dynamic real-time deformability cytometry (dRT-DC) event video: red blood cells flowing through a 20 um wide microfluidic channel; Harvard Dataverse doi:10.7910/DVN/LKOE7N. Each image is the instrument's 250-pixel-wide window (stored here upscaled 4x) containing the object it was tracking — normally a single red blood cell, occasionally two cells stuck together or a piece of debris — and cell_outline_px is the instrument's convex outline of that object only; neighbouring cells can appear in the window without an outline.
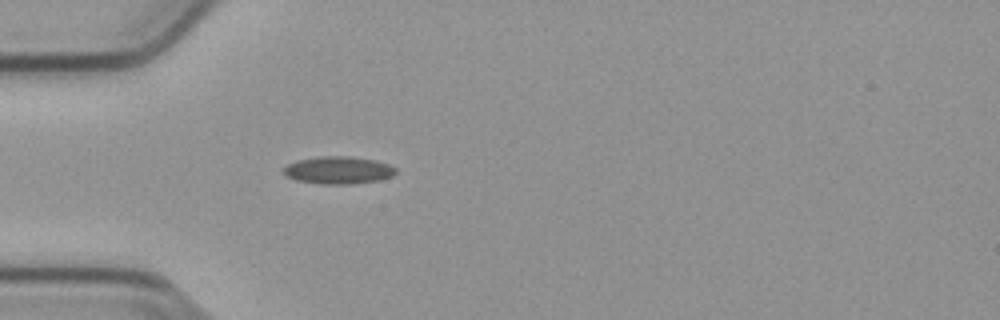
{"species": "common noctule bat (a hibernating species)", "species_latin": "Nyctalus noctula", "temperature_condition": "cold", "stored_images_in_passage": 39, "camera_frame_rate_fps": 3000, "um_per_image_px": 0.085, "animal": {"sex": "male", "body_mass_g": 23.1, "forearm_length_mm": 52.7}, "frame": {"image": 1, "passage_image": 1, "time_ms": 0.0, "image_size_px": [1000, 320], "cell_outline_px": [[396, 172], [392, 176], [380, 180], [352, 184], [320, 184], [296, 180], [284, 176], [284, 168], [288, 164], [296, 160], [324, 156], [348, 156], [372, 160], [388, 164], [396, 168]], "centroid_in_image_um": [28.74, 14.47], "position_along_channel_um": 56.3, "area_um2": 17.92}}
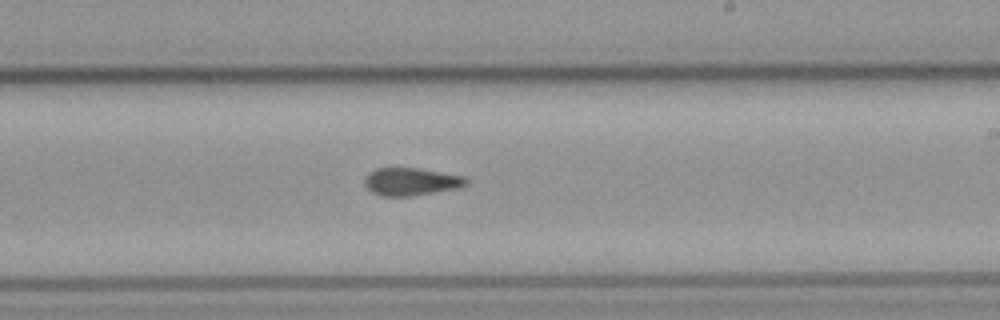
{"frame": {"image": 2, "passage_image": 17, "time_ms": 5.333, "image_size_px": [1000, 320], "cell_outline_px": [[468, 180], [464, 184], [456, 188], [408, 196], [380, 196], [372, 192], [364, 184], [364, 180], [368, 172], [376, 168], [420, 168], [464, 176]], "centroid_in_image_um": [34.88, 15.42], "position_along_channel_um": 254.1, "area_um2": 16.18}}
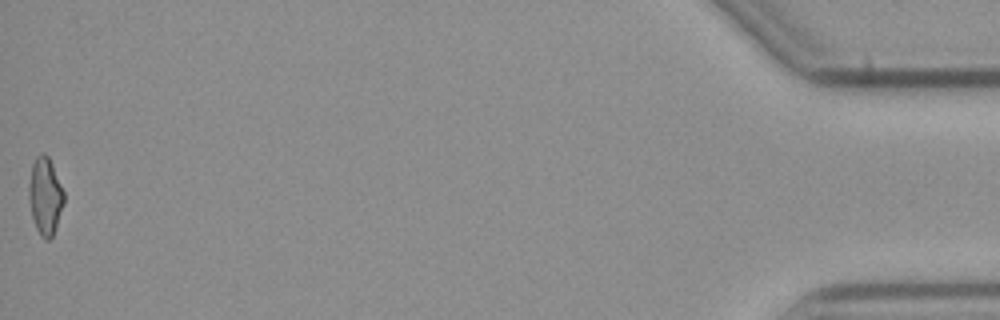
{"frame": {"image": 3, "passage_image": 39, "time_ms": 12.667, "image_size_px": [1000, 320], "cell_outline_px": [[64, 204], [52, 236], [48, 240], [44, 240], [40, 236], [36, 228], [32, 216], [28, 196], [28, 184], [32, 164], [36, 156], [44, 152], [48, 156], [52, 164], [64, 192]], "centroid_in_image_um": [3.82, 16.66], "position_along_channel_um": 431.4, "area_um2": 15.78}, "authors_computed_cell_mechanics": {"area_um2": 16.5886, "velocity_mm_per_s": 3.8048, "shape_relaxation_time_tau1_ms": null, "shape_relaxation_time_tau2_ms": 2.5541, "deformation_change_tau1": null, "deformation_change_tau2": 0.0915}}